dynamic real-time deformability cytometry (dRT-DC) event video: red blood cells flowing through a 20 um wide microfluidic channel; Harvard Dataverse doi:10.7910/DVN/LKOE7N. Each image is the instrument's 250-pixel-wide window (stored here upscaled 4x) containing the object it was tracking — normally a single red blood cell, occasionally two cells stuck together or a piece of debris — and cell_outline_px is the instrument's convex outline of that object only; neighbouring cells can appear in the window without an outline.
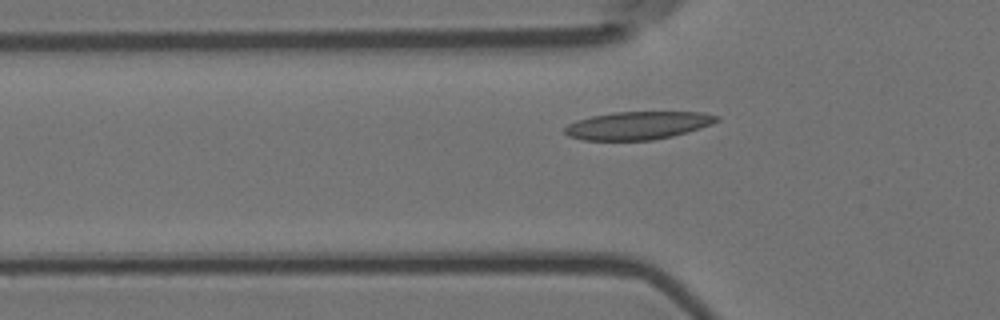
{"species": "Egyptian fruit bat (a non-hibernating species)", "species_latin": "Rousettus aegyptiacus", "temperature_condition": "room temperature", "stored_images_in_passage": 42, "camera_frame_rate_fps": 3000, "um_per_image_px": 0.085, "animal": {"sex": "female"}, "frame": {"image": 1, "passage_image": 10, "time_ms": 3.0, "image_size_px": [1000, 320], "cell_outline_px": [[720, 120], [712, 124], [688, 132], [672, 136], [652, 140], [584, 140], [568, 136], [564, 132], [564, 128], [568, 124], [576, 120], [592, 116], [616, 112], [704, 112], [720, 116]], "centroid_in_image_um": [54.24, 10.66], "position_along_channel_um": 71.6, "area_um2": 24.8}}
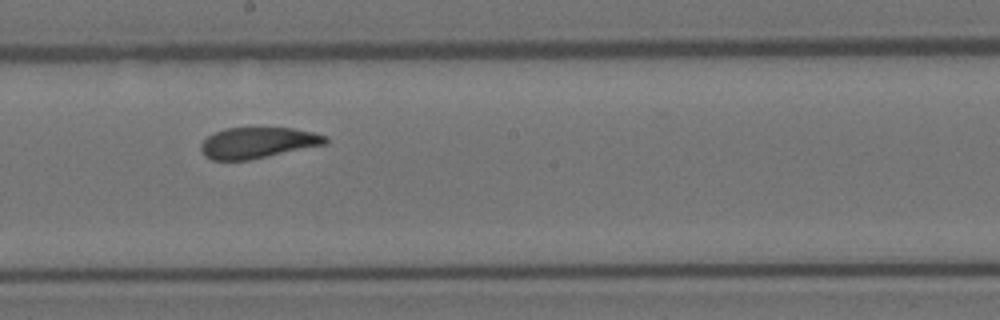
{"frame": {"image": 2, "passage_image": 23, "time_ms": 7.333, "image_size_px": [1000, 320], "cell_outline_px": [[328, 144], [248, 160], [212, 160], [204, 156], [200, 148], [200, 144], [208, 136], [224, 128], [292, 128], [312, 132], [328, 136]], "centroid_in_image_um": [21.92, 12.14], "position_along_channel_um": 226.3, "area_um2": 22.48}}
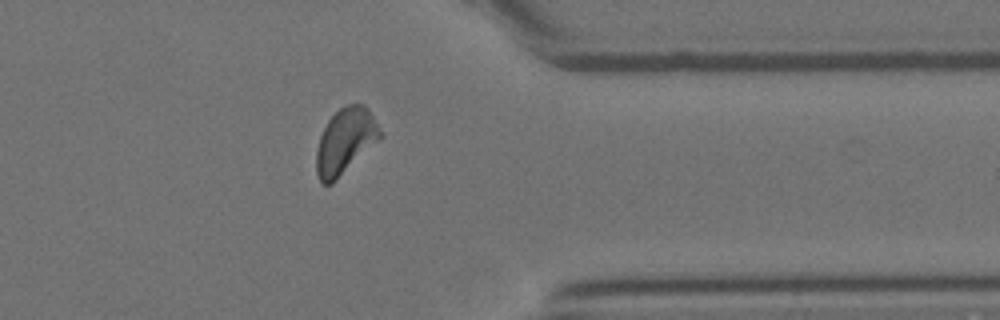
{"frame": {"image": 3, "passage_image": 37, "time_ms": 12.0, "image_size_px": [1000, 320], "cell_outline_px": [[384, 136], [332, 184], [320, 184], [316, 172], [316, 148], [320, 136], [328, 120], [344, 104], [364, 104], [368, 108], [384, 132]], "centroid_in_image_um": [29.37, 12.0], "position_along_channel_um": 382.0, "area_um2": 24.8}}